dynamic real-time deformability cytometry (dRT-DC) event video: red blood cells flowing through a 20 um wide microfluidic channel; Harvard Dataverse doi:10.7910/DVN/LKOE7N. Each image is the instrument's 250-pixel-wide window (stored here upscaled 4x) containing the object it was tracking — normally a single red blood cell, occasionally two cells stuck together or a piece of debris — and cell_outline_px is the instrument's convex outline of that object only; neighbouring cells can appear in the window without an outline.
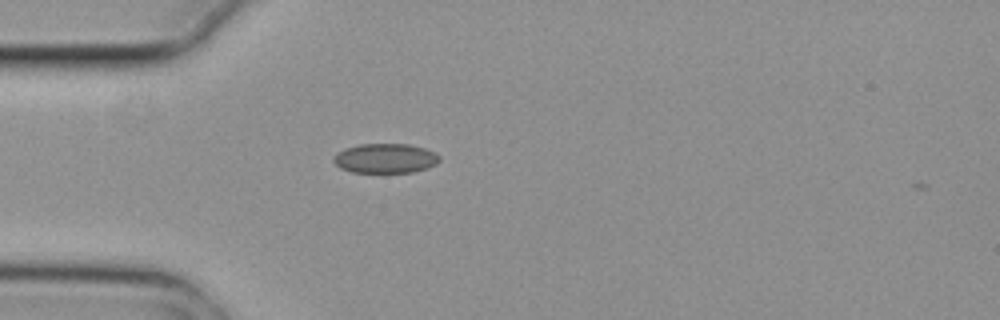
{"species": "common noctule bat (a hibernating species)", "species_latin": "Nyctalus noctula", "temperature_condition": "cold", "stored_images_in_passage": 4, "camera_frame_rate_fps": 3000, "um_per_image_px": 0.085, "animal": {"sex": "female", "body_mass_g": 29.2, "forearm_length_mm": 56.3}, "frame": {"image": 1, "passage_image": 4, "time_ms": 1.0, "image_size_px": [1000, 320], "cell_outline_px": [[440, 160], [436, 164], [428, 168], [412, 172], [352, 172], [340, 168], [332, 160], [332, 156], [336, 152], [344, 148], [360, 144], [408, 144], [424, 148], [440, 156]], "centroid_in_image_um": [32.71, 13.45], "position_along_channel_um": 52.3, "area_um2": 18.32}}